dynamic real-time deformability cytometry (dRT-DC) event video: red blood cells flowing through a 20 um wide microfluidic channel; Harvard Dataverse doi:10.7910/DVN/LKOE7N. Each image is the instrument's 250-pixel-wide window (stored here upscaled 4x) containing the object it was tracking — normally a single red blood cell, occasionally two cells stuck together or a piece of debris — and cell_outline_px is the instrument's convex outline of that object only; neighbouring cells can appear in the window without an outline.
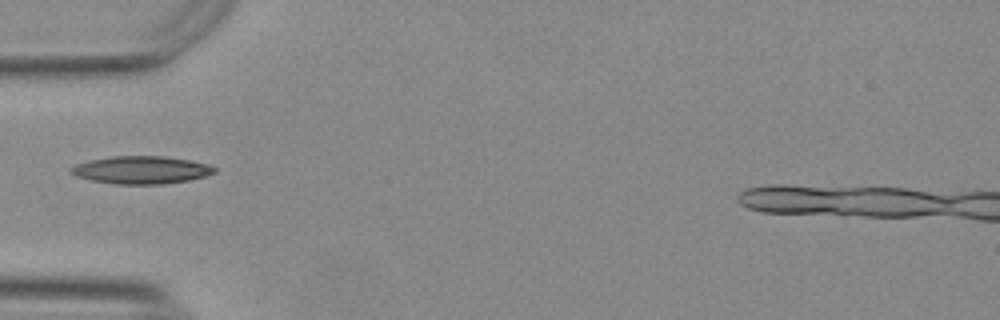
{"species": "Egyptian fruit bat (a non-hibernating species)", "species_latin": "Rousettus aegyptiacus", "temperature_condition": "warm", "stored_images_in_passage": 11, "camera_frame_rate_fps": 3000, "um_per_image_px": 0.085, "animal": {"sex": "female"}, "frame": {"image": 1, "passage_image": 1, "time_ms": 0.0, "image_size_px": [1000, 320], "cell_outline_px": [[216, 172], [204, 176], [188, 180], [160, 184], [116, 184], [92, 180], [76, 176], [68, 172], [68, 168], [76, 164], [92, 160], [112, 156], [164, 156], [188, 160], [208, 164], [216, 168]], "centroid_in_image_um": [11.98, 14.44], "position_along_channel_um": 73.0, "area_um2": 23.0}}
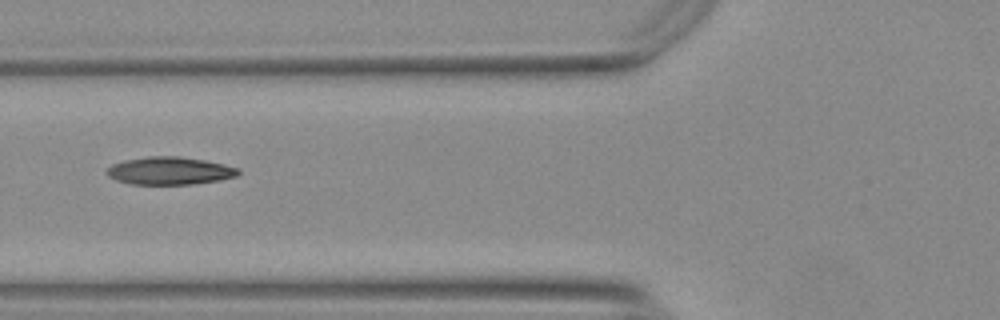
{"frame": {"image": 2, "passage_image": 4, "time_ms": 1.0, "image_size_px": [1000, 320], "cell_outline_px": [[240, 172], [236, 176], [220, 180], [192, 184], [132, 184], [116, 180], [108, 176], [104, 172], [112, 164], [124, 160], [148, 156], [180, 156], [204, 160], [224, 164], [240, 168]], "centroid_in_image_um": [14.42, 14.51], "position_along_channel_um": 111.4, "area_um2": 21.33}}